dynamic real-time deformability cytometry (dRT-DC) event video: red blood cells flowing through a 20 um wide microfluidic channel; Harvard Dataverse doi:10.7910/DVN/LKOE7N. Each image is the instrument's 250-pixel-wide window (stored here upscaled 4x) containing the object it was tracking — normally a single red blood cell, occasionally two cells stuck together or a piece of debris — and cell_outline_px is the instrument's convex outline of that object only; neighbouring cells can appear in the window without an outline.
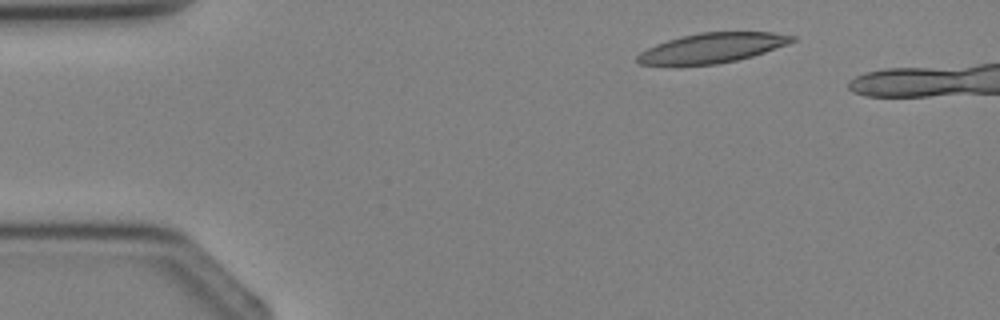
{"species": "Egyptian fruit bat (a non-hibernating species)", "species_latin": "Rousettus aegyptiacus", "temperature_condition": "cold", "stored_images_in_passage": 2, "camera_frame_rate_fps": 3000, "um_per_image_px": 0.085, "animal": {"sex": "female"}, "frame": {"image": 1, "passage_image": 2, "time_ms": 2.0, "image_size_px": [1000, 320], "cell_outline_px": [[796, 40], [788, 44], [752, 56], [736, 60], [716, 64], [676, 68], [640, 64], [636, 60], [636, 56], [640, 52], [656, 44], [680, 36], [700, 32], [772, 32], [796, 36]], "centroid_in_image_um": [60.44, 4.11], "position_along_channel_um": 24.6, "area_um2": 27.63}}